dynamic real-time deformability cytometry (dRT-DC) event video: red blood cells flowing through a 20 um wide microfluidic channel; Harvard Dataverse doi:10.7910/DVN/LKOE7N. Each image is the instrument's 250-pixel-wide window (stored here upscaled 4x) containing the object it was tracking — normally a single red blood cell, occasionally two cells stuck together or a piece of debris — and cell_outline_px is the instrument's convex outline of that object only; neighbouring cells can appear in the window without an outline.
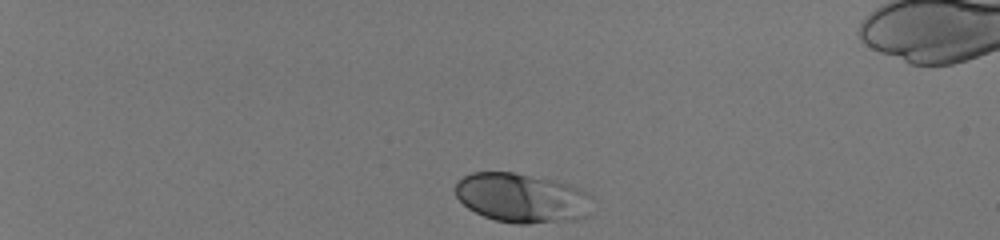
{"species": "human", "species_latin": "Homo sapiens", "temperature_condition": "room temperature", "stored_images_in_passage": 38, "camera_frame_rate_fps": 3000, "um_per_image_px": 0.085, "donor": {"sex": "male"}, "frame": {"image": 1, "passage_image": 1, "time_ms": 0.0, "image_size_px": [1000, 240], "cell_outline_px": [[592, 196], [584, 216], [576, 220], [528, 224], [516, 224], [496, 220], [484, 216], [468, 208], [456, 196], [456, 180], [472, 172], [512, 172], [556, 180], [580, 188], [588, 192]], "centroid_in_image_um": [44.34, 16.81], "position_along_channel_um": 40.7, "area_um2": 39.42}}
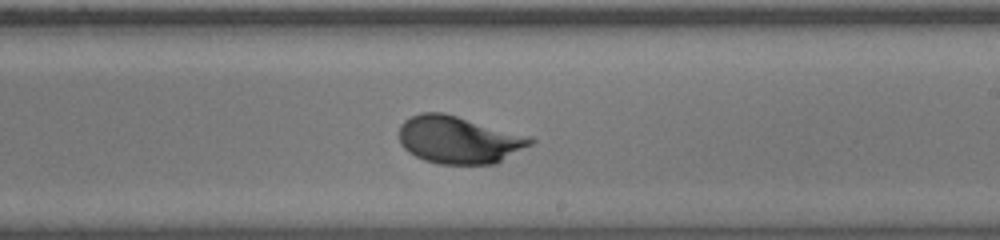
{"frame": {"image": 2, "passage_image": 24, "time_ms": 7.667, "image_size_px": [1000, 240], "cell_outline_px": [[536, 140], [532, 144], [496, 164], [440, 164], [424, 160], [408, 152], [400, 144], [400, 124], [404, 120], [420, 112], [444, 112], [532, 136]], "centroid_in_image_um": [39.02, 11.87], "position_along_channel_um": 250.0, "area_um2": 36.65}}
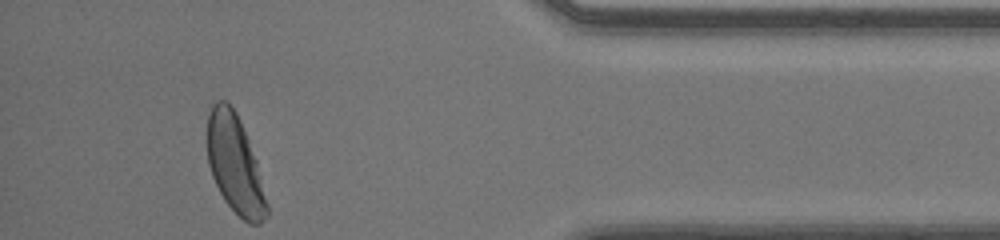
{"frame": {"image": 3, "passage_image": 38, "time_ms": 12.333, "image_size_px": [1000, 240], "cell_outline_px": [[268, 216], [260, 224], [248, 224], [224, 200], [212, 176], [208, 164], [208, 112], [212, 104], [216, 100], [228, 100], [236, 112], [248, 140], [256, 160], [268, 204]], "centroid_in_image_um": [19.97, 13.96], "position_along_channel_um": 415.2, "area_um2": 33.87}, "authors_computed_cell_mechanics": {"area_um2": 35.8071, "velocity_mm_per_s": 4.0593, "shape_relaxation_time_tau1_ms": 2.1817, "shape_relaxation_time_tau2_ms": null, "deformation_change_tau1": 0.1354, "deformation_change_tau2": null}}